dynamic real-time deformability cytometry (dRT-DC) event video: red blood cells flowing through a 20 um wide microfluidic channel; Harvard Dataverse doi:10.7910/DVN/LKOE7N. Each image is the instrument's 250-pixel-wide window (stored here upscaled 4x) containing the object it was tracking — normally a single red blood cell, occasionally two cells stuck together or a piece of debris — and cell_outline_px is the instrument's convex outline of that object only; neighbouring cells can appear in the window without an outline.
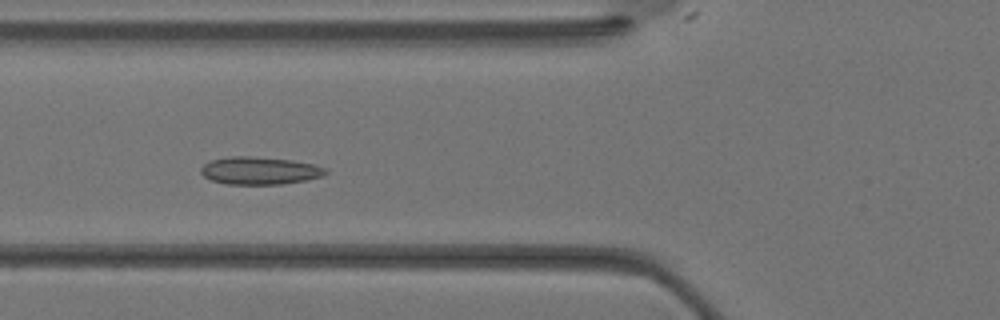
{"species": "Egyptian fruit bat (a non-hibernating species)", "species_latin": "Rousettus aegyptiacus", "temperature_condition": "warm", "stored_images_in_passage": 32, "camera_frame_rate_fps": 3000, "um_per_image_px": 0.085, "animal": {"sex": "female"}, "frame": {"image": 1, "passage_image": 10, "time_ms": 3.0, "image_size_px": [1000, 320], "cell_outline_px": [[328, 172], [320, 176], [304, 180], [280, 184], [228, 184], [212, 180], [204, 176], [200, 172], [200, 168], [204, 164], [212, 160], [232, 156], [252, 156], [292, 160], [316, 164], [328, 168]], "centroid_in_image_um": [22.09, 14.49], "position_along_channel_um": 103.7, "area_um2": 20.0}}
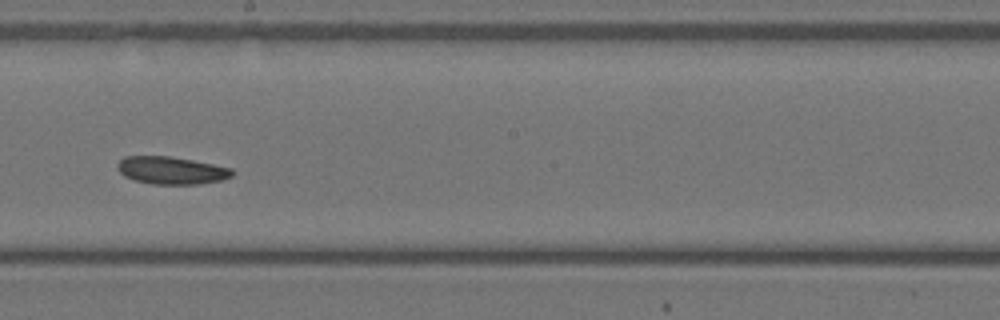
{"frame": {"image": 2, "passage_image": 17, "time_ms": 5.333, "image_size_px": [1000, 320], "cell_outline_px": [[232, 176], [220, 180], [200, 184], [152, 184], [136, 180], [124, 176], [116, 168], [116, 164], [124, 156], [168, 156], [192, 160], [232, 168]], "centroid_in_image_um": [14.53, 14.48], "position_along_channel_um": 233.7, "area_um2": 18.32}}
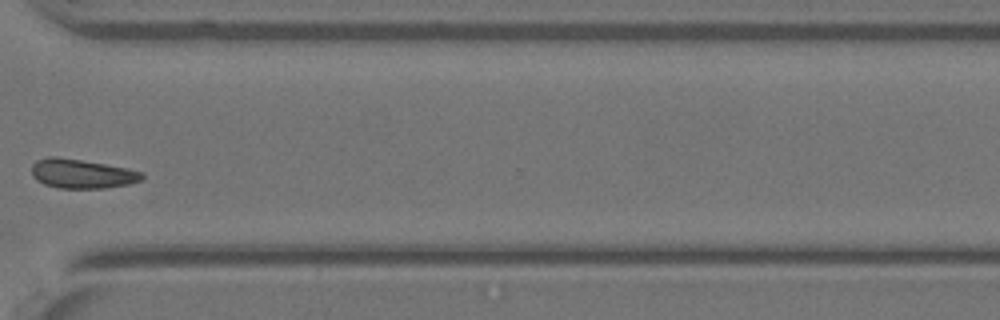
{"frame": {"image": 3, "passage_image": 24, "time_ms": 7.667, "image_size_px": [1000, 320], "cell_outline_px": [[144, 176], [140, 180], [128, 184], [104, 188], [60, 188], [44, 184], [36, 180], [32, 176], [32, 164], [36, 160], [48, 156], [56, 156], [128, 168], [144, 172]], "centroid_in_image_um": [6.94, 14.76], "position_along_channel_um": 363.7, "area_um2": 18.79}}